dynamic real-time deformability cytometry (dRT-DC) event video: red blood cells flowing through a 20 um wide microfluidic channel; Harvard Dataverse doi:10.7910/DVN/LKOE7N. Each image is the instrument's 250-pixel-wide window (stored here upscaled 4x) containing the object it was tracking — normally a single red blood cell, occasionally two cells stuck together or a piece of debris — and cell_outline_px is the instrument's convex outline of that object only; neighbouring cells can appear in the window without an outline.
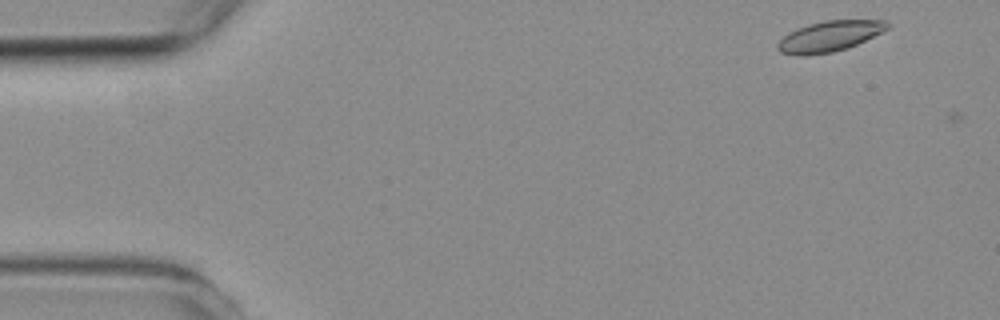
{"species": "common noctule bat (a hibernating species)", "species_latin": "Nyctalus noctula", "temperature_condition": "room temperature", "stored_images_in_passage": 2, "camera_frame_rate_fps": 3000, "um_per_image_px": 0.085, "animal": {"sex": "female", "body_mass_g": 19.3, "forearm_length_mm": 54.1}, "frame": {"image": 1, "passage_image": 1, "time_ms": 0.0, "image_size_px": [1000, 320], "cell_outline_px": [[888, 28], [856, 44], [832, 52], [808, 56], [796, 56], [780, 52], [776, 48], [776, 44], [788, 32], [808, 24], [824, 20], [888, 20]], "centroid_in_image_um": [70.43, 3.09], "position_along_channel_um": 14.6, "area_um2": 19.42}}